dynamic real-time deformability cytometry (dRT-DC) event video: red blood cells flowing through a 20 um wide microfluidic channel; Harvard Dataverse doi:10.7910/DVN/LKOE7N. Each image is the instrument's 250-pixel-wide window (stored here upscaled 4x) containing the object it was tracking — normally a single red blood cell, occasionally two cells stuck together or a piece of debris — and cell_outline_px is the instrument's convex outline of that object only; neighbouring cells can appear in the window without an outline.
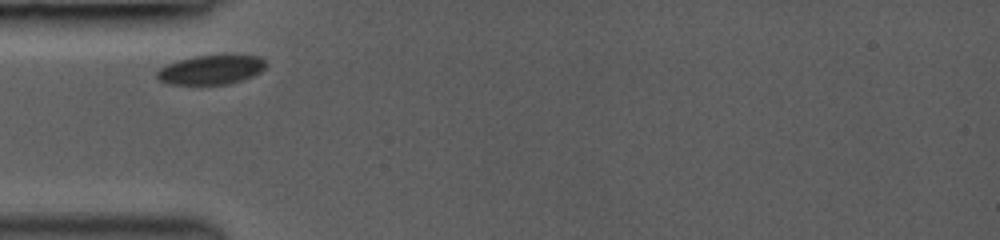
{"species": "common noctule bat (a hibernating species)", "species_latin": "Nyctalus noctula", "temperature_condition": "room temperature", "stored_images_in_passage": 10, "camera_frame_rate_fps": 3000, "um_per_image_px": 0.085, "animal": {"sex": "female", "body_mass_g": 19.0, "forearm_length_mm": 53.3}, "frame": {"image": 1, "passage_image": 1, "time_ms": 0.0, "image_size_px": [1000, 240], "cell_outline_px": [[264, 68], [260, 72], [252, 76], [228, 84], [168, 84], [160, 80], [156, 76], [156, 72], [160, 68], [176, 60], [192, 56], [260, 56], [264, 60]], "centroid_in_image_um": [17.89, 5.93], "position_along_channel_um": 67.1, "area_um2": 18.26}}
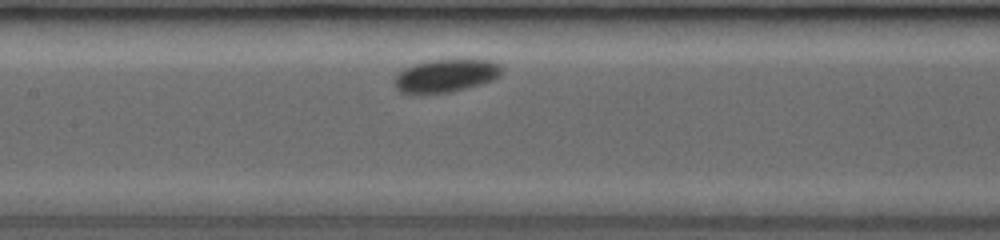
{"frame": {"image": 2, "passage_image": 7, "time_ms": 2.667, "image_size_px": [1000, 240], "cell_outline_px": [[504, 68], [500, 76], [492, 80], [480, 84], [448, 92], [400, 92], [396, 88], [392, 80], [404, 68], [416, 64], [432, 60], [488, 60], [500, 64]], "centroid_in_image_um": [37.92, 6.41], "position_along_channel_um": 169.5, "area_um2": 20.11}}
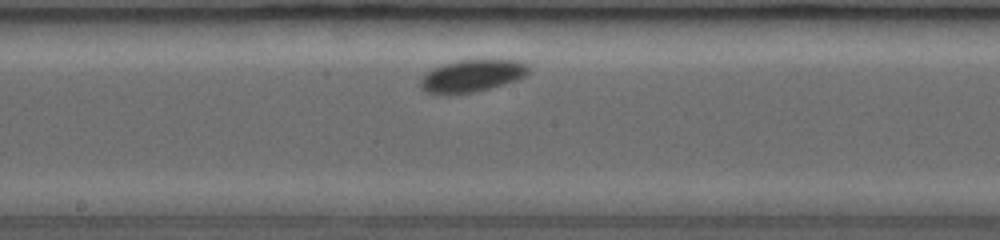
{"frame": {"image": 3, "passage_image": 9, "time_ms": 3.667, "image_size_px": [1000, 240], "cell_outline_px": [[532, 64], [528, 72], [524, 76], [516, 80], [504, 84], [476, 92], [440, 96], [424, 92], [420, 88], [420, 80], [432, 68], [444, 64], [460, 60], [524, 60]], "centroid_in_image_um": [40.13, 6.46], "position_along_channel_um": 208.1, "area_um2": 20.81}}